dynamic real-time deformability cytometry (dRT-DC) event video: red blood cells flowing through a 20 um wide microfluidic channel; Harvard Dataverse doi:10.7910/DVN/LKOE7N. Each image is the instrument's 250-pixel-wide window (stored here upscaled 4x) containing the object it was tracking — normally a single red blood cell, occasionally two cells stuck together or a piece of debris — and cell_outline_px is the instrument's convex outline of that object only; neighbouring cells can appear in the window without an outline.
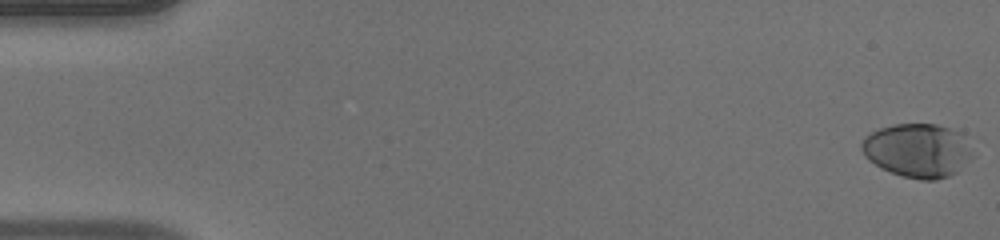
{"species": "human", "species_latin": "Homo sapiens", "temperature_condition": "warm", "stored_images_in_passage": 52, "camera_frame_rate_fps": 3000, "um_per_image_px": 0.085, "donor": {"sex": "male"}, "frame": {"image": 1, "passage_image": 1, "time_ms": 0.0, "image_size_px": [1000, 240], "cell_outline_px": [[976, 156], [956, 172], [948, 176], [936, 180], [920, 180], [904, 176], [880, 168], [868, 160], [864, 156], [860, 148], [860, 144], [864, 136], [880, 128], [896, 124], [936, 124], [960, 132]], "centroid_in_image_um": [77.99, 12.79], "position_along_channel_um": 7.0, "area_um2": 35.03}}
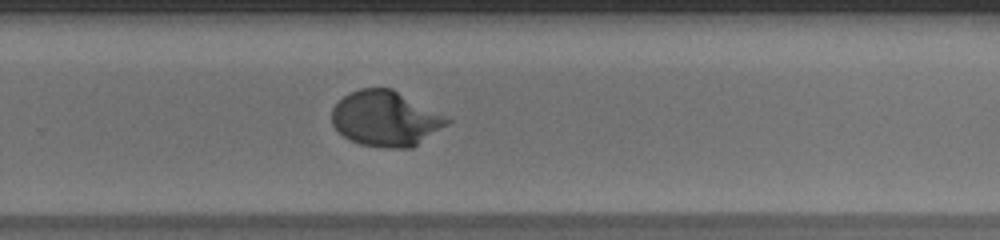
{"frame": {"image": 2, "passage_image": 35, "time_ms": 11.333, "image_size_px": [1000, 240], "cell_outline_px": [[452, 120], [448, 124], [412, 148], [380, 148], [360, 144], [344, 136], [332, 124], [332, 108], [348, 92], [360, 88], [392, 88]], "centroid_in_image_um": [32.75, 10.09], "position_along_channel_um": 297.0, "area_um2": 36.88}}
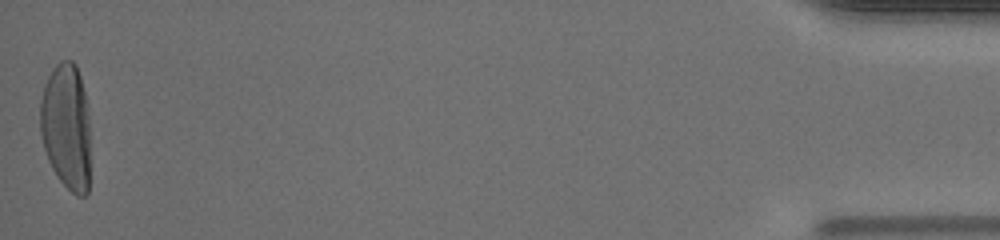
{"frame": {"image": 3, "passage_image": 52, "time_ms": 17.0, "image_size_px": [1000, 240], "cell_outline_px": [[88, 192], [84, 196], [76, 196], [56, 176], [48, 160], [44, 148], [40, 132], [40, 100], [44, 84], [48, 76], [56, 64], [60, 60], [72, 60], [76, 64], [80, 76], [84, 92], [88, 116]], "centroid_in_image_um": [5.61, 10.74], "position_along_channel_um": 429.6, "area_um2": 36.76}, "authors_computed_cell_mechanics": {"area_um2": 36.0094, "velocity_mm_per_s": 4.0071, "shape_relaxation_time_tau1_ms": 4.3635, "shape_relaxation_time_tau2_ms": null, "deformation_change_tau1": 0.2546, "deformation_change_tau2": null}}